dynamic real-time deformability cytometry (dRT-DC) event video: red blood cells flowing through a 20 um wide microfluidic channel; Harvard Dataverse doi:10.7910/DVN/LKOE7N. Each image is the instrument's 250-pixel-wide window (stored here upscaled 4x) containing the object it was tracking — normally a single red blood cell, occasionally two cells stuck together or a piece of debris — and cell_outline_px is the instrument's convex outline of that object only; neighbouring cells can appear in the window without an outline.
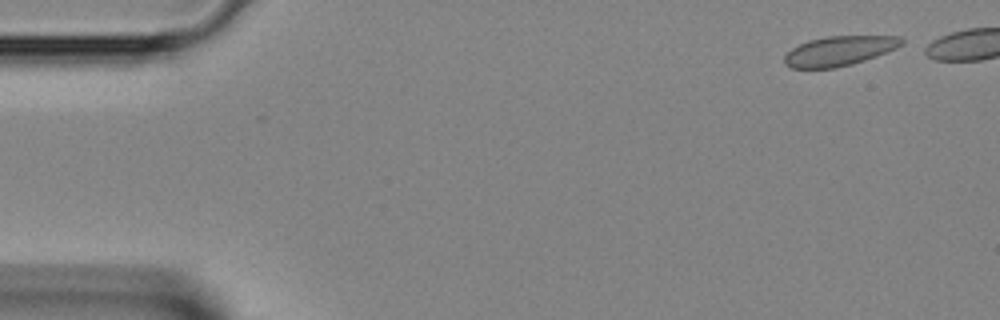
{"species": "Egyptian fruit bat (a non-hibernating species)", "species_latin": "Rousettus aegyptiacus", "temperature_condition": "room temperature", "stored_images_in_passage": 10, "camera_frame_rate_fps": 3000, "um_per_image_px": 0.085, "animal": {"sex": "female"}, "frame": {"image": 1, "passage_image": 1, "time_ms": 0.0, "image_size_px": [1000, 320], "cell_outline_px": [[904, 44], [888, 52], [852, 64], [836, 68], [792, 68], [784, 64], [784, 56], [792, 48], [808, 40], [828, 36], [900, 36], [904, 40]], "centroid_in_image_um": [71.35, 4.33], "position_along_channel_um": 13.7, "area_um2": 20.29}}